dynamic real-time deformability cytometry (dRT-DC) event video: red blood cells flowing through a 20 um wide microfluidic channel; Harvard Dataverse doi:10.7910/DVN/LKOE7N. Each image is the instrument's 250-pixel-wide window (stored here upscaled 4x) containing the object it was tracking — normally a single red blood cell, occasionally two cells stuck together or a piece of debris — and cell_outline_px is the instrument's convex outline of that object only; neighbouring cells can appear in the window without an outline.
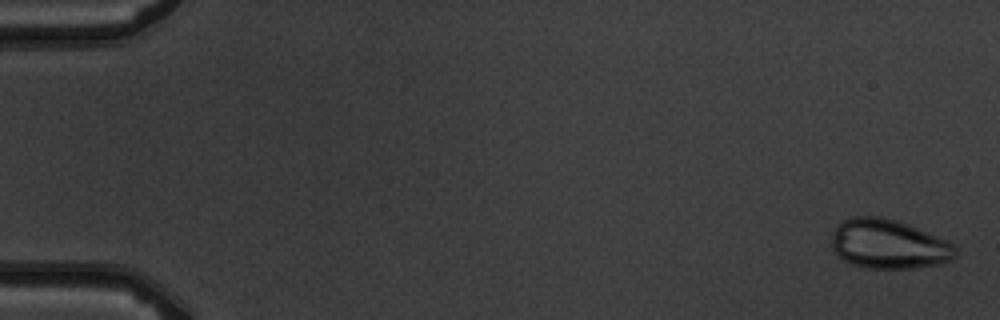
{"species": "common noctule bat (a hibernating species)", "species_latin": "Nyctalus noctula", "temperature_condition": "warm", "stored_images_in_passage": 3, "camera_frame_rate_fps": 3000, "um_per_image_px": 0.085, "animal": {"sex": "male", "body_mass_g": 19.5, "forearm_length_mm": 54.6}, "frame": {"image": 1, "passage_image": 1, "time_ms": 0.0, "image_size_px": [1000, 320], "cell_outline_px": [[956, 256], [952, 260], [944, 264], [916, 268], [868, 268], [852, 264], [844, 260], [832, 248], [832, 232], [844, 220], [852, 216], [880, 216], [896, 220], [908, 224], [948, 240], [956, 248]], "centroid_in_image_um": [75.58, 20.75], "position_along_channel_um": 9.4, "area_um2": 35.78}}